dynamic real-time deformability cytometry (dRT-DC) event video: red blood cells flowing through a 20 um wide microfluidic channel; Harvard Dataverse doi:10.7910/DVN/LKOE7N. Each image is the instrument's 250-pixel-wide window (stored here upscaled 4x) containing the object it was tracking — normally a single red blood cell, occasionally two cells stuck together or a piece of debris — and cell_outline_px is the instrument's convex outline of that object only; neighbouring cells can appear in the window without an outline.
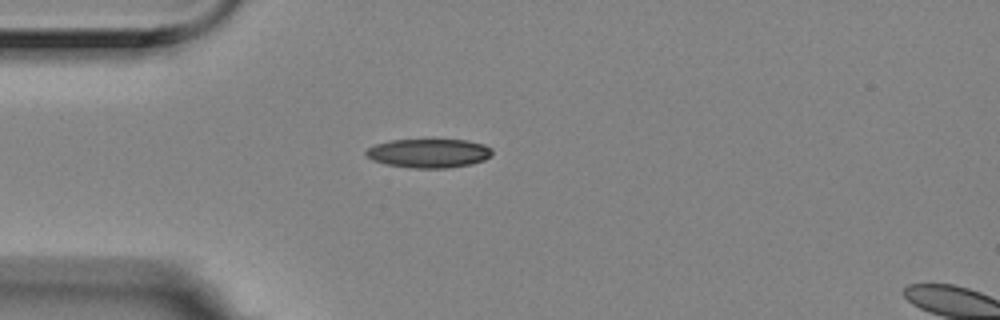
{"species": "Egyptian fruit bat (a non-hibernating species)", "species_latin": "Rousettus aegyptiacus", "temperature_condition": "room temperature", "stored_images_in_passage": 2, "camera_frame_rate_fps": 3000, "um_per_image_px": 0.085, "animal": {"sex": "female"}, "frame": {"image": 1, "passage_image": 1, "time_ms": 0.0, "image_size_px": [1000, 320], "cell_outline_px": [[492, 156], [484, 160], [472, 164], [448, 168], [412, 168], [388, 164], [372, 160], [364, 156], [364, 152], [368, 148], [376, 144], [392, 140], [468, 140], [484, 144], [492, 148]], "centroid_in_image_um": [36.47, 13.03], "position_along_channel_um": 48.5, "area_um2": 21.39}}